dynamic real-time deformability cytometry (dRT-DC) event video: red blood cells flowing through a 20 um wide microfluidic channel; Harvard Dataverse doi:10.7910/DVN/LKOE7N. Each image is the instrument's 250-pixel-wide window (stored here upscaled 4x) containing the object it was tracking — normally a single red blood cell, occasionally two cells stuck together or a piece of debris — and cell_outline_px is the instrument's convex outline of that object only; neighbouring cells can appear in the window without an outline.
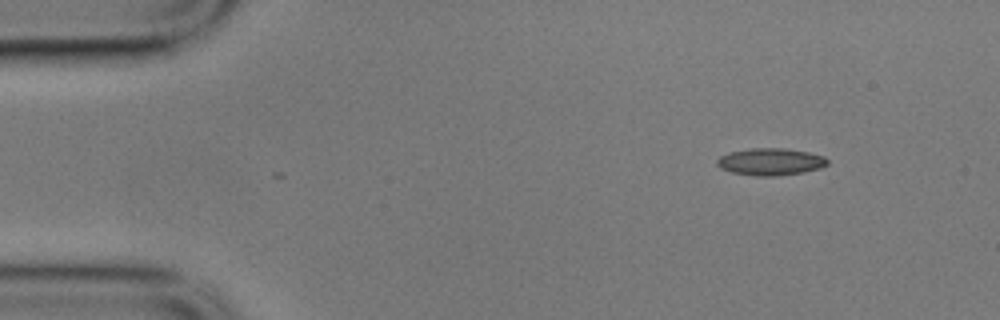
{"species": "common noctule bat (a hibernating species)", "species_latin": "Nyctalus noctula", "temperature_condition": "cold", "stored_images_in_passage": 51, "camera_frame_rate_fps": 3000, "um_per_image_px": 0.085, "animal": {"sex": "male", "body_mass_g": 17.9}, "frame": {"image": 1, "passage_image": 1, "time_ms": 0.0, "image_size_px": [1000, 320], "cell_outline_px": [[828, 164], [820, 168], [804, 172], [776, 176], [756, 176], [732, 172], [720, 168], [716, 164], [716, 160], [720, 156], [728, 152], [748, 148], [784, 148], [808, 152], [824, 156], [828, 160]], "centroid_in_image_um": [65.47, 13.74], "position_along_channel_um": 19.5, "area_um2": 17.57}}
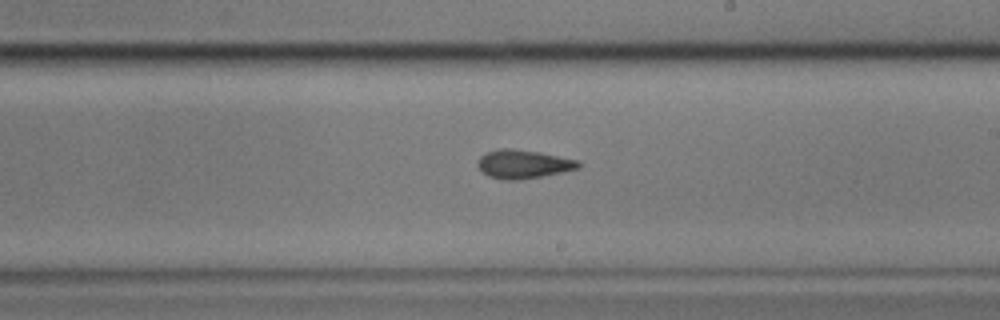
{"frame": {"image": 2, "passage_image": 27, "time_ms": 8.667, "image_size_px": [1000, 320], "cell_outline_px": [[580, 168], [520, 180], [504, 180], [488, 176], [476, 164], [480, 156], [488, 152], [500, 148], [512, 148], [540, 152], [576, 160], [580, 164]], "centroid_in_image_um": [44.44, 13.94], "position_along_channel_um": 244.6, "area_um2": 16.59}}
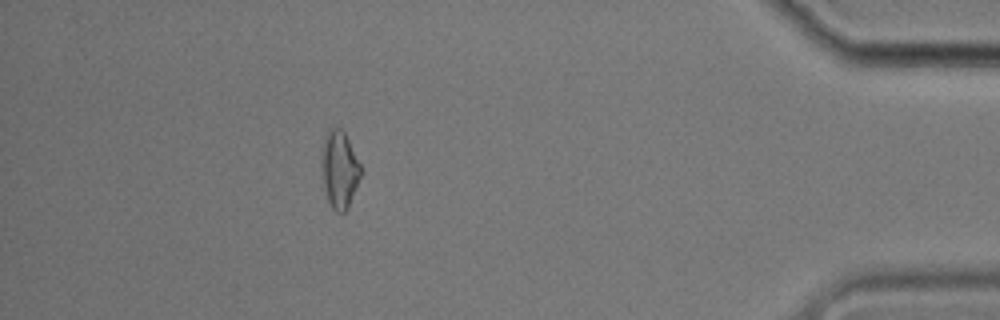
{"frame": {"image": 3, "passage_image": 45, "time_ms": 14.667, "image_size_px": [1000, 320], "cell_outline_px": [[360, 176], [348, 208], [344, 212], [336, 212], [332, 208], [328, 200], [320, 168], [320, 156], [324, 136], [328, 128], [332, 124], [340, 128], [344, 132], [360, 164]], "centroid_in_image_um": [28.8, 14.34], "position_along_channel_um": 406.4, "area_um2": 17.74}, "authors_computed_cell_mechanics": {"area_um2": 16.9354, "velocity_mm_per_s": 3.5238, "shape_relaxation_time_tau1_ms": 4.291, "shape_relaxation_time_tau2_ms": 7.5208, "deformation_change_tau1": 0.1055, "deformation_change_tau2": 0.143}}